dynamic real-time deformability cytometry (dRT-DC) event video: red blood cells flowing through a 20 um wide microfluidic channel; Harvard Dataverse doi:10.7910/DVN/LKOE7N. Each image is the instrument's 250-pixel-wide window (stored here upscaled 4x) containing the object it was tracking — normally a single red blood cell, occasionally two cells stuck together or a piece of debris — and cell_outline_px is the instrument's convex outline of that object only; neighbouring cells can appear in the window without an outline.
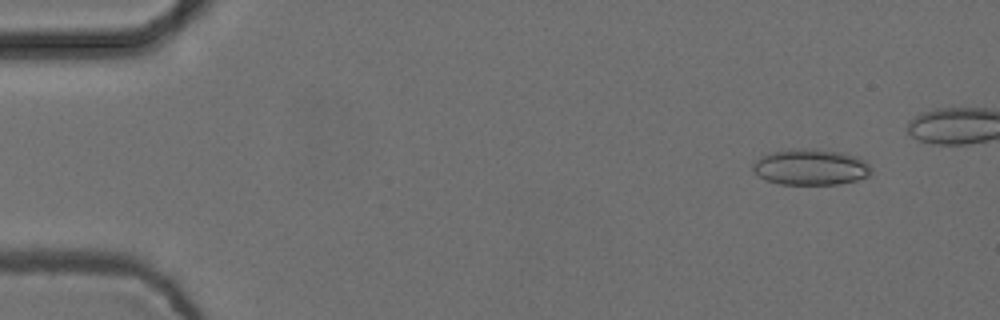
{"species": "common noctule bat (a hibernating species)", "species_latin": "Nyctalus noctula", "temperature_condition": "cold", "stored_images_in_passage": 48, "camera_frame_rate_fps": 3000, "um_per_image_px": 0.085, "animal": {"sex": "female", "body_mass_g": 24.6, "forearm_length_mm": 56.2}, "frame": {"image": 1, "passage_image": 5, "time_ms": 1.333, "image_size_px": [1000, 320], "cell_outline_px": [[872, 172], [868, 176], [856, 180], [836, 184], [780, 184], [768, 180], [760, 176], [752, 168], [752, 164], [760, 156], [772, 152], [788, 148], [816, 148], [844, 152], [856, 156], [864, 160], [872, 168]], "centroid_in_image_um": [68.92, 14.17], "position_along_channel_um": 16.1, "area_um2": 25.03}}
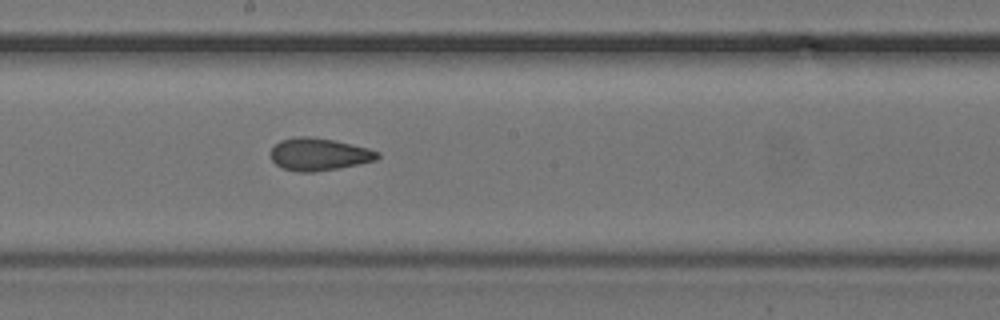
{"frame": {"image": 2, "passage_image": 30, "time_ms": 9.667, "image_size_px": [1000, 320], "cell_outline_px": [[380, 156], [376, 160], [336, 168], [312, 172], [296, 172], [284, 168], [276, 164], [272, 160], [272, 148], [280, 140], [296, 136], [308, 136], [336, 140], [368, 148], [380, 152]], "centroid_in_image_um": [27.12, 13.1], "position_along_channel_um": 221.1, "area_um2": 20.06}}
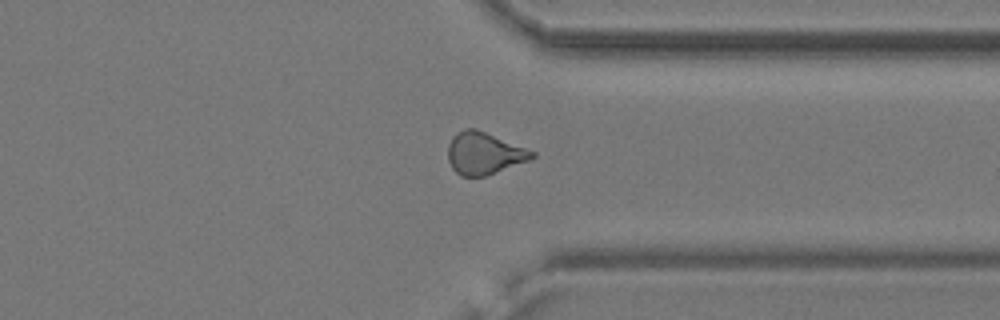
{"frame": {"image": 3, "passage_image": 42, "time_ms": 13.667, "image_size_px": [1000, 320], "cell_outline_px": [[536, 156], [528, 160], [484, 176], [460, 176], [452, 168], [448, 160], [448, 144], [452, 136], [456, 132], [464, 128], [476, 128], [536, 152]], "centroid_in_image_um": [41.11, 13.01], "position_along_channel_um": 370.3, "area_um2": 20.52}, "authors_computed_cell_mechanics": {"area_um2": 20.8369, "velocity_mm_per_s": 3.769, "shape_relaxation_time_tau1_ms": null, "shape_relaxation_time_tau2_ms": 1.9749, "deformation_change_tau1": null, "deformation_change_tau2": 0.076}}